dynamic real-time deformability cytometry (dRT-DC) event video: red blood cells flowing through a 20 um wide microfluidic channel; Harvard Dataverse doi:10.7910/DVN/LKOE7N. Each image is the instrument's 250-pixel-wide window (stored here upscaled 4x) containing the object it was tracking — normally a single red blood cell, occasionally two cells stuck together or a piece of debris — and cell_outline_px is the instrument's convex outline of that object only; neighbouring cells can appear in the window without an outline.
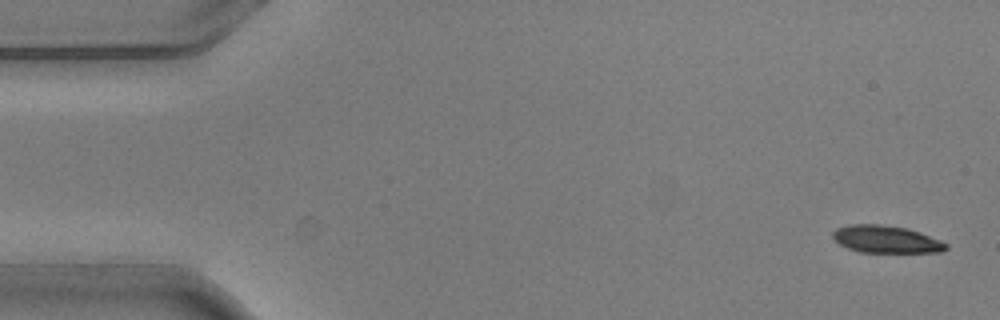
{"species": "common noctule bat (a hibernating species)", "species_latin": "Nyctalus noctula", "temperature_condition": "warm", "stored_images_in_passage": 4, "camera_frame_rate_fps": 3000, "um_per_image_px": 0.085, "animal": {"sex": "male", "body_mass_g": 20.5, "forearm_length_mm": 52.5}, "frame": {"image": 1, "passage_image": 1, "time_ms": 0.0, "image_size_px": [1000, 320], "cell_outline_px": [[948, 248], [940, 252], [860, 252], [848, 248], [840, 244], [832, 236], [832, 232], [836, 228], [848, 224], [876, 224], [908, 228], [920, 232], [940, 240], [948, 244]], "centroid_in_image_um": [75.31, 20.33], "position_along_channel_um": 9.7, "area_um2": 18.03}}
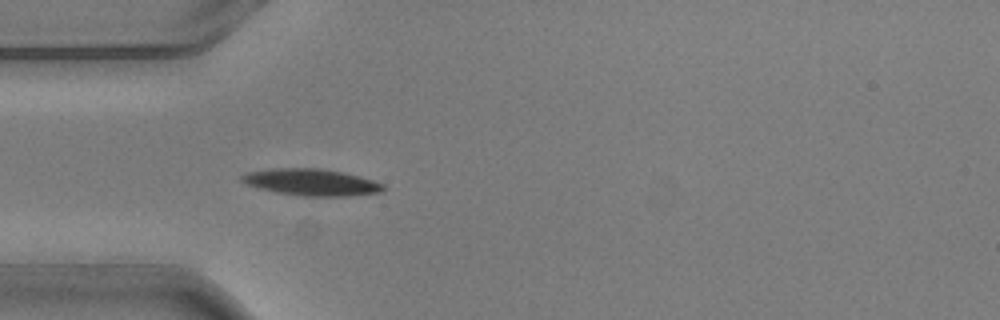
{"frame": {"image": 2, "passage_image": 4, "time_ms": 1.0, "image_size_px": [1000, 320], "cell_outline_px": [[384, 188], [380, 192], [348, 196], [304, 196], [276, 192], [260, 188], [248, 184], [240, 180], [240, 176], [248, 172], [272, 168], [320, 168], [344, 172], [360, 176], [384, 184]], "centroid_in_image_um": [26.47, 15.48], "position_along_channel_um": 58.5, "area_um2": 21.91}}